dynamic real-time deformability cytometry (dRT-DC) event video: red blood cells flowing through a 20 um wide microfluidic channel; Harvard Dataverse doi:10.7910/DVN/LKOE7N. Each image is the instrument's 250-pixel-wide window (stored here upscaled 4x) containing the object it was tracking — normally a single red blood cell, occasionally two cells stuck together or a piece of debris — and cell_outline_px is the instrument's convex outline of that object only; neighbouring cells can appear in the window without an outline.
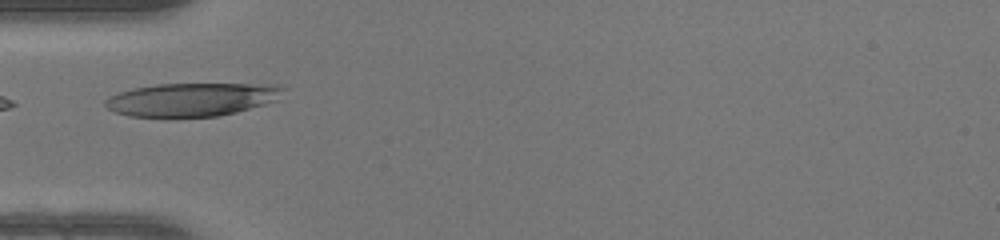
{"species": "human", "species_latin": "Homo sapiens", "temperature_condition": "warm", "stored_images_in_passage": 28, "camera_frame_rate_fps": 3000, "um_per_image_px": 0.085, "donor": {"sex": "female"}, "frame": {"image": 1, "passage_image": 1, "time_ms": 0.0, "image_size_px": [1000, 240], "cell_outline_px": [[288, 88], [276, 100], [264, 104], [236, 112], [220, 116], [168, 120], [128, 116], [116, 112], [108, 108], [104, 104], [104, 100], [108, 96], [132, 88], [156, 84], [280, 84]], "centroid_in_image_um": [16.27, 8.49], "position_along_channel_um": 68.7, "area_um2": 35.84}}
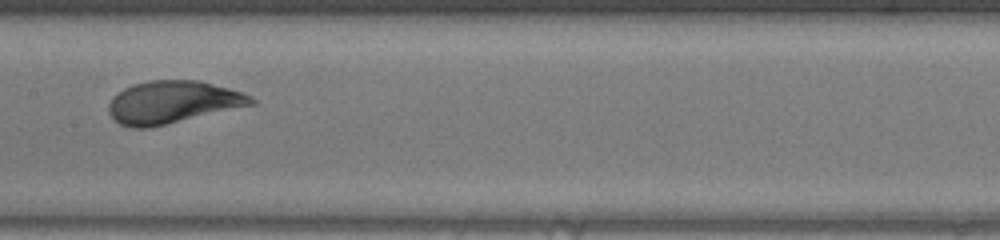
{"frame": {"image": 2, "passage_image": 10, "time_ms": 3.0, "image_size_px": [1000, 240], "cell_outline_px": [[256, 104], [148, 128], [132, 128], [120, 124], [108, 112], [108, 104], [112, 96], [124, 88], [132, 84], [148, 80], [200, 80], [228, 88], [252, 96], [256, 100]], "centroid_in_image_um": [14.66, 8.67], "position_along_channel_um": 192.7, "area_um2": 35.32}}
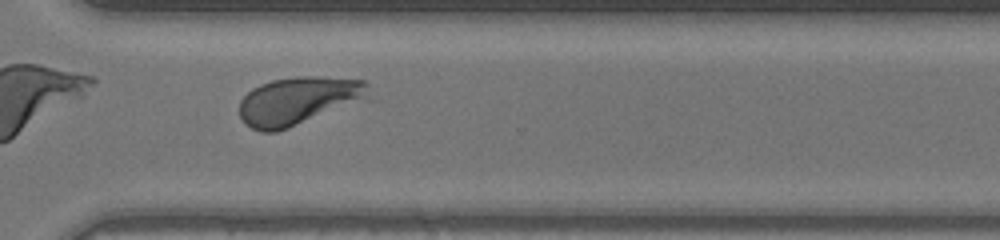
{"frame": {"image": 3, "passage_image": 21, "time_ms": 6.667, "image_size_px": [1000, 240], "cell_outline_px": [[368, 84], [364, 96], [288, 128], [276, 132], [260, 132], [244, 124], [240, 116], [240, 100], [252, 88], [260, 84], [272, 80], [296, 76], [316, 76], [364, 80]], "centroid_in_image_um": [25.18, 8.55], "position_along_channel_um": 345.4, "area_um2": 34.74}, "authors_computed_cell_mechanics": {"area_um2": 34.8534, "velocity_mm_per_s": 4.1391, "shape_relaxation_time_tau1_ms": 2.6759, "shape_relaxation_time_tau2_ms": null, "deformation_change_tau1": 0.1463, "deformation_change_tau2": null}}